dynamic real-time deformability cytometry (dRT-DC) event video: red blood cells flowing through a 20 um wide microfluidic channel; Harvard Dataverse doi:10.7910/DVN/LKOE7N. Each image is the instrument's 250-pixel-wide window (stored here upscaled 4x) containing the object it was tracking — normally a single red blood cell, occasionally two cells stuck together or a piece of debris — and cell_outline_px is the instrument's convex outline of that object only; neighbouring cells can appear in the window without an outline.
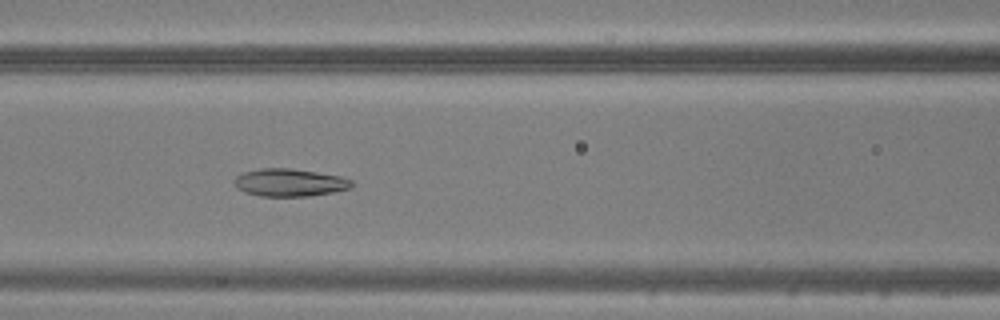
{"species": "common noctule bat (a hibernating species)", "species_latin": "Nyctalus noctula", "temperature_condition": "warm", "stored_images_in_passage": 34, "camera_frame_rate_fps": 3000, "um_per_image_px": 0.085, "animal": {"sex": "male", "body_mass_g": 20.5, "forearm_length_mm": 52.5}, "frame": {"image": 1, "passage_image": 10, "time_ms": 3.0, "image_size_px": [1000, 320], "cell_outline_px": [[352, 188], [332, 192], [308, 196], [260, 196], [244, 192], [236, 188], [232, 184], [232, 180], [236, 176], [244, 172], [260, 168], [288, 168], [316, 172], [340, 176], [352, 180]], "centroid_in_image_um": [24.56, 15.52], "position_along_channel_um": 142.0, "area_um2": 19.02}}
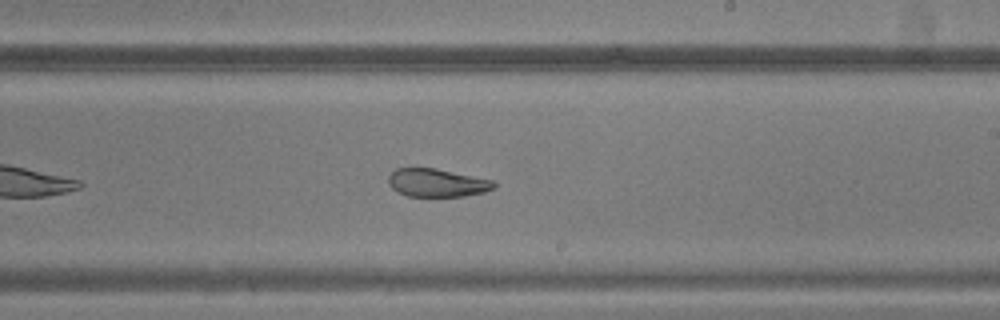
{"frame": {"image": 2, "passage_image": 18, "time_ms": 5.667, "image_size_px": [1000, 320], "cell_outline_px": [[496, 188], [484, 192], [464, 196], [408, 196], [392, 188], [388, 184], [388, 176], [396, 168], [436, 168], [492, 180], [496, 184]], "centroid_in_image_um": [37.15, 15.53], "position_along_channel_um": 251.8, "area_um2": 17.22}}
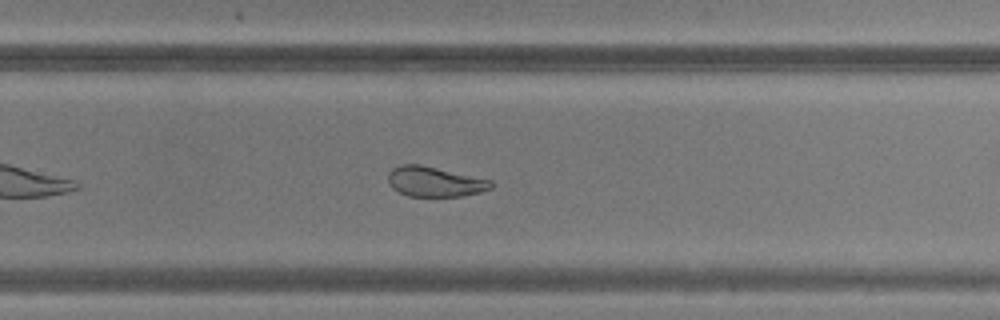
{"frame": {"image": 3, "passage_image": 21, "time_ms": 6.667, "image_size_px": [1000, 320], "cell_outline_px": [[492, 188], [480, 192], [464, 196], [408, 196], [392, 188], [388, 184], [388, 172], [392, 168], [400, 164], [420, 164], [492, 180]], "centroid_in_image_um": [36.93, 15.44], "position_along_channel_um": 292.9, "area_um2": 18.09}}